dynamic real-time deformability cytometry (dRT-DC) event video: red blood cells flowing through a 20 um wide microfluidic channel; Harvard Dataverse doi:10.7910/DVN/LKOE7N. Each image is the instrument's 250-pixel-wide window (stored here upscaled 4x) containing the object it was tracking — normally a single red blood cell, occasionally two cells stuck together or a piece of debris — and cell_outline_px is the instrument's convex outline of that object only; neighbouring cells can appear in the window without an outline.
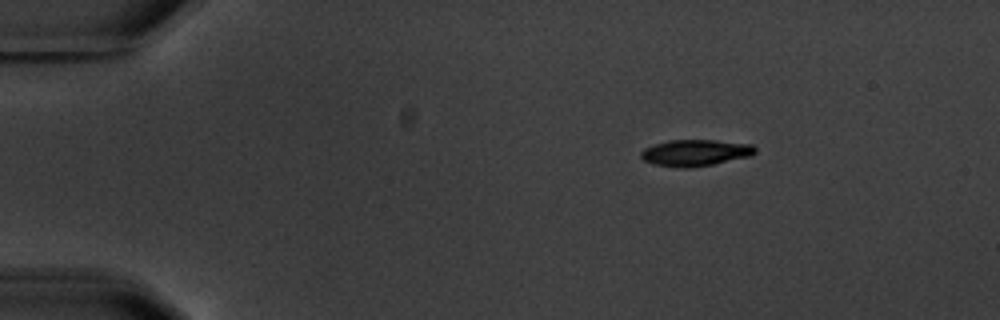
{"species": "common noctule bat (a hibernating species)", "species_latin": "Nyctalus noctula", "temperature_condition": "warm", "stored_images_in_passage": 3, "camera_frame_rate_fps": 3000, "um_per_image_px": 0.085, "animal": {"sex": "male", "body_mass_g": 20.1, "forearm_length_mm": 53.5}, "frame": {"image": 1, "passage_image": 1, "time_ms": 0.0, "image_size_px": [1000, 320], "cell_outline_px": [[756, 152], [752, 156], [692, 168], [684, 168], [656, 164], [644, 160], [640, 156], [640, 152], [644, 148], [652, 144], [668, 140], [716, 140], [752, 144], [756, 148]], "centroid_in_image_um": [59.11, 12.97], "position_along_channel_um": 25.9, "area_um2": 17.69}}